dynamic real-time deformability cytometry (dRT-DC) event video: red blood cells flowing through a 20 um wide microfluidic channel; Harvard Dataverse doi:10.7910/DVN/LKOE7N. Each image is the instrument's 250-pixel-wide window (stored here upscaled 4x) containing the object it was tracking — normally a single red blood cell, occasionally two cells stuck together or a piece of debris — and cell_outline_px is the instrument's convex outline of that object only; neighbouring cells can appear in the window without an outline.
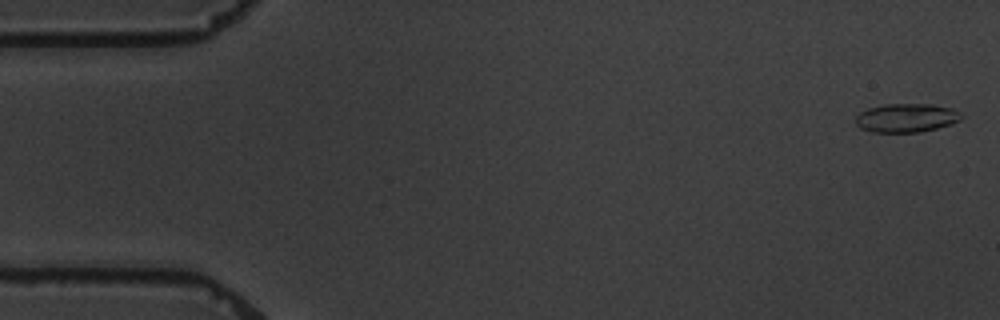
{"species": "common noctule bat (a hibernating species)", "species_latin": "Nyctalus noctula", "temperature_condition": "warm", "stored_images_in_passage": 6, "camera_frame_rate_fps": 3000, "um_per_image_px": 0.085, "animal": {"sex": "male", "body_mass_g": 19.5, "forearm_length_mm": 54.6}, "frame": {"image": 1, "passage_image": 1, "time_ms": 0.0, "image_size_px": [1000, 320], "cell_outline_px": [[964, 116], [960, 120], [952, 124], [920, 132], [872, 132], [860, 128], [856, 124], [856, 116], [860, 112], [868, 108], [884, 104], [932, 104], [952, 108], [960, 112]], "centroid_in_image_um": [77.06, 10.01], "position_along_channel_um": 7.9, "area_um2": 17.8}}
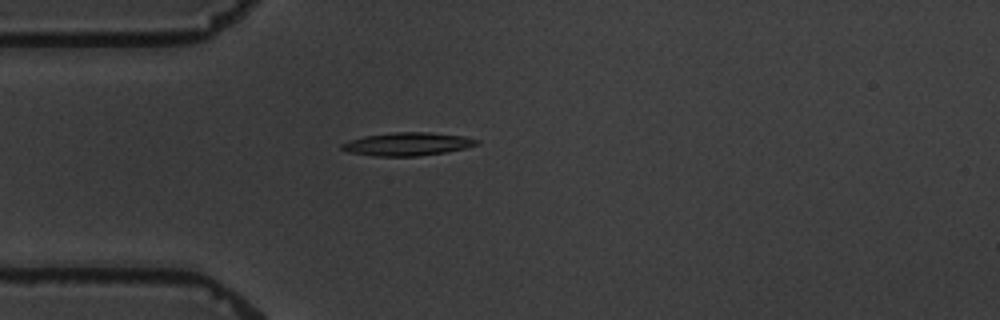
{"frame": {"image": 2, "passage_image": 5, "time_ms": 4.667, "image_size_px": [1000, 320], "cell_outline_px": [[480, 144], [464, 148], [444, 152], [416, 156], [376, 156], [348, 152], [340, 148], [340, 144], [348, 140], [364, 136], [392, 132], [428, 132], [464, 136], [480, 140]], "centroid_in_image_um": [34.61, 12.23], "position_along_channel_um": 50.4, "area_um2": 18.21}}